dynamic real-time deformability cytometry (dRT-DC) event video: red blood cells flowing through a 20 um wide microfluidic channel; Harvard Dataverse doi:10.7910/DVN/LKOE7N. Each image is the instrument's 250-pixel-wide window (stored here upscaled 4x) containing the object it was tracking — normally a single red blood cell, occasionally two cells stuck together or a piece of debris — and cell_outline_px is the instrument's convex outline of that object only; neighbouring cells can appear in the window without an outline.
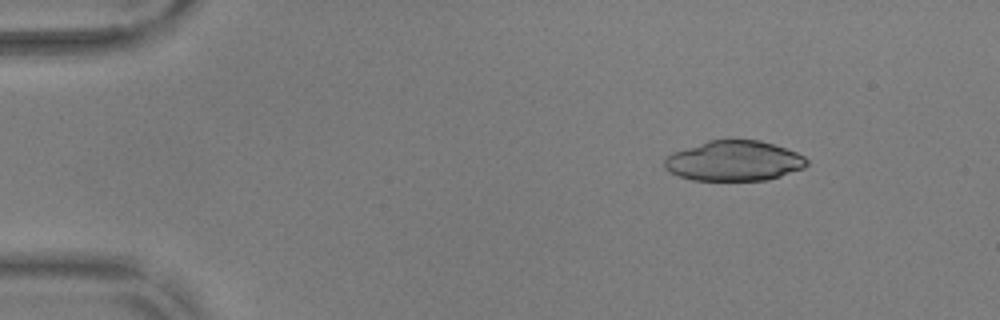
{"species": "common noctule bat (a hibernating species)", "species_latin": "Nyctalus noctula", "temperature_condition": "warm", "stored_images_in_passage": 50, "camera_frame_rate_fps": 3000, "um_per_image_px": 0.085, "animal": {"sex": "male", "body_mass_g": 17.9, "forearm_length_mm": 54.2}, "frame": {"image": 1, "passage_image": 3, "time_ms": 0.667, "image_size_px": [1000, 320], "cell_outline_px": [[808, 164], [804, 168], [768, 180], [692, 180], [680, 176], [664, 168], [664, 160], [672, 152], [708, 140], [760, 140], [796, 152], [804, 156], [808, 160]], "centroid_in_image_um": [62.39, 13.67], "position_along_channel_um": 22.6, "area_um2": 33.18}}